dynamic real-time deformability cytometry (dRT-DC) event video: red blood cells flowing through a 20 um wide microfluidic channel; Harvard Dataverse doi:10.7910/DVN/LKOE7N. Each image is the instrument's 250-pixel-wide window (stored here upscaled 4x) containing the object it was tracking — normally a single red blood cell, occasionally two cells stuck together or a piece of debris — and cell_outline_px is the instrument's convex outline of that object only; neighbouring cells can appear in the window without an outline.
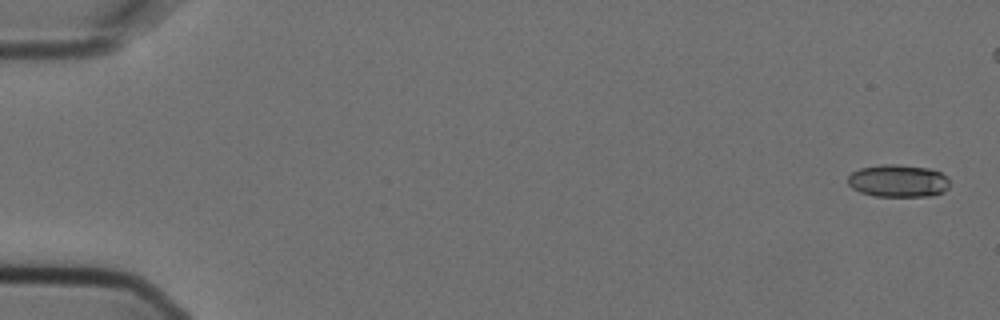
{"species": "Egyptian fruit bat (a non-hibernating species)", "species_latin": "Rousettus aegyptiacus", "temperature_condition": "cold", "stored_images_in_passage": 6, "camera_frame_rate_fps": 3000, "um_per_image_px": 0.085, "animal": {"sex": "female"}, "frame": {"image": 1, "passage_image": 1, "time_ms": 0.0, "image_size_px": [1000, 320], "cell_outline_px": [[948, 188], [944, 192], [932, 196], [876, 196], [860, 192], [852, 188], [848, 184], [848, 176], [852, 172], [860, 168], [880, 164], [900, 164], [928, 168], [940, 172], [948, 176]], "centroid_in_image_um": [76.35, 15.37], "position_along_channel_um": 8.7, "area_um2": 19.48}}
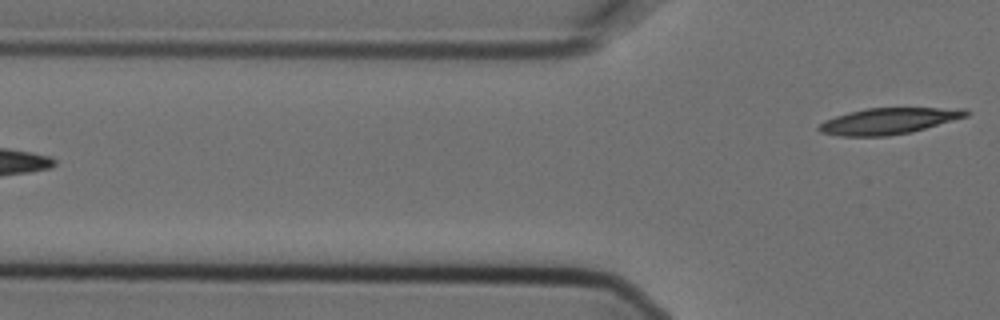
{"frame": {"image": 2, "passage_image": 6, "time_ms": 1.667, "image_size_px": [1000, 320], "cell_outline_px": [[968, 116], [912, 132], [888, 136], [840, 136], [820, 132], [816, 128], [824, 120], [848, 112], [868, 108], [964, 108], [968, 112]], "centroid_in_image_um": [75.51, 10.29], "position_along_channel_um": 50.3, "area_um2": 22.43}}